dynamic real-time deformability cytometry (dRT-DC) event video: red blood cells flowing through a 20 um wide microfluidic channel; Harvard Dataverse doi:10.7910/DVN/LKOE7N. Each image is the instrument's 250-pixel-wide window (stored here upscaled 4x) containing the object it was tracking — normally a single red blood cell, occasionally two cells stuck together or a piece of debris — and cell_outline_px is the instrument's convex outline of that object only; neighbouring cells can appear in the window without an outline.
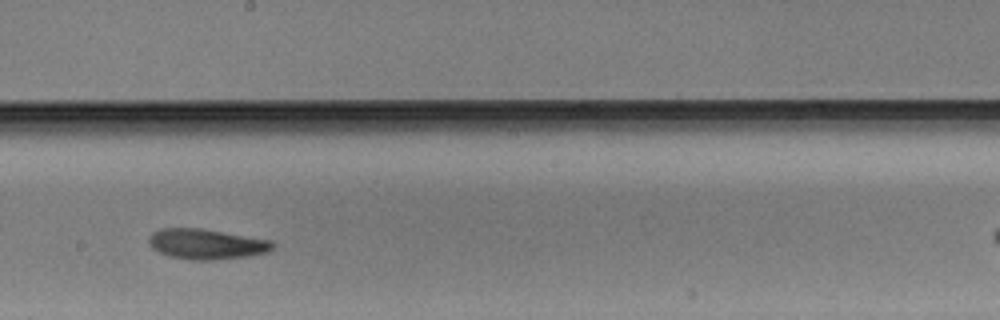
{"species": "Egyptian fruit bat (a non-hibernating species)", "species_latin": "Rousettus aegyptiacus", "temperature_condition": "warm", "stored_images_in_passage": 26, "camera_frame_rate_fps": 3000, "um_per_image_px": 0.085, "animal": {"sex": "male"}, "frame": {"image": 1, "passage_image": 14, "time_ms": 4.333, "image_size_px": [1000, 320], "cell_outline_px": [[276, 244], [268, 252], [248, 256], [216, 260], [188, 260], [168, 256], [152, 248], [148, 240], [148, 236], [152, 232], [160, 228], [200, 228], [272, 240]], "centroid_in_image_um": [17.54, 20.75], "position_along_channel_um": 230.7, "area_um2": 22.08}}
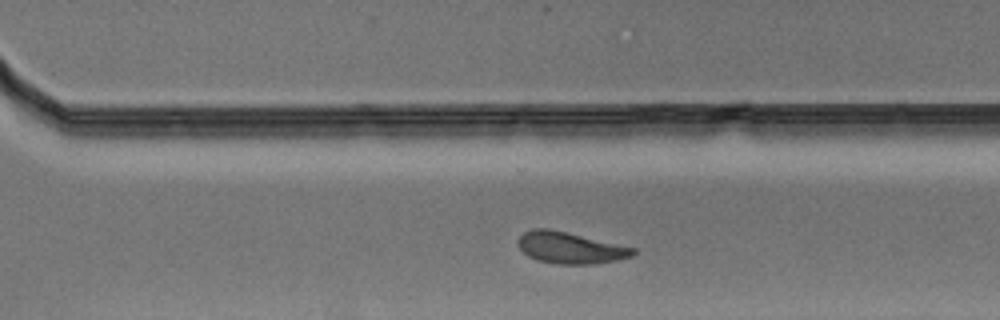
{"frame": {"image": 2, "passage_image": 21, "time_ms": 6.667, "image_size_px": [1000, 320], "cell_outline_px": [[636, 252], [632, 256], [620, 260], [592, 264], [560, 264], [536, 260], [528, 256], [516, 244], [516, 240], [524, 232], [532, 228], [548, 228], [636, 248]], "centroid_in_image_um": [48.45, 21.06], "position_along_channel_um": 322.2, "area_um2": 21.15}}
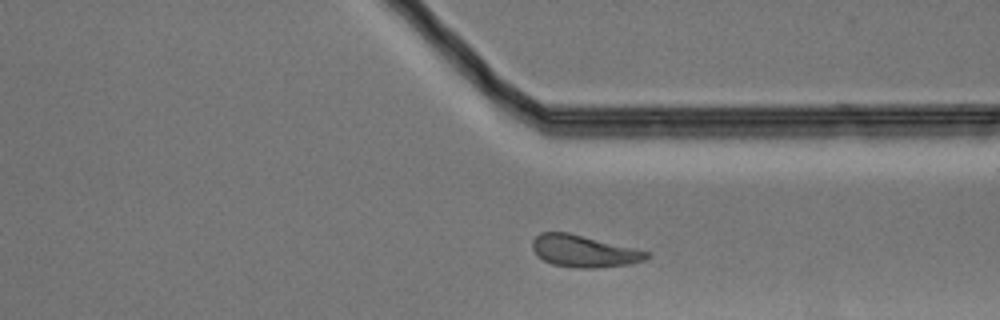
{"frame": {"image": 3, "passage_image": 24, "time_ms": 7.667, "image_size_px": [1000, 320], "cell_outline_px": [[648, 256], [644, 260], [628, 264], [596, 268], [576, 268], [552, 264], [536, 256], [532, 248], [532, 240], [540, 232], [568, 232], [636, 248], [648, 252]], "centroid_in_image_um": [49.58, 21.34], "position_along_channel_um": 361.8, "area_um2": 21.27}}